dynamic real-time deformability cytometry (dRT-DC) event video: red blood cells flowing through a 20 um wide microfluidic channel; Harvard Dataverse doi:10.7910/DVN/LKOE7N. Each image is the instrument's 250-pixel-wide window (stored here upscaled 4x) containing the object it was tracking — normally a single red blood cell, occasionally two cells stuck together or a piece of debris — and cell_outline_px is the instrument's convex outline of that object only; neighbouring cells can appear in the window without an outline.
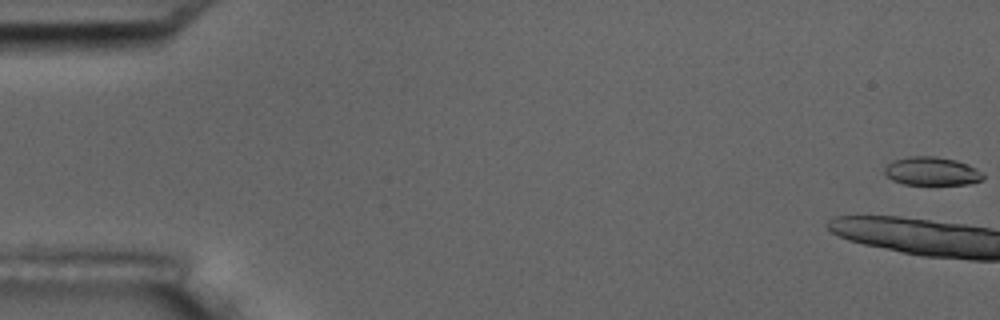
{"species": "common noctule bat (a hibernating species)", "species_latin": "Nyctalus noctula", "temperature_condition": "room temperature", "stored_images_in_passage": 5, "camera_frame_rate_fps": 3000, "um_per_image_px": 0.085, "animal": {"sex": "male", "body_mass_g": 17.5, "forearm_length_mm": 52.3}, "frame": {"image": 1, "passage_image": 1, "time_ms": 0.0, "image_size_px": [1000, 320], "cell_outline_px": [[984, 176], [980, 180], [968, 184], [904, 184], [892, 180], [884, 172], [884, 168], [888, 164], [896, 160], [908, 156], [936, 156], [956, 160], [968, 164], [984, 172]], "centroid_in_image_um": [79.22, 14.54], "position_along_channel_um": 5.8, "area_um2": 16.24}}